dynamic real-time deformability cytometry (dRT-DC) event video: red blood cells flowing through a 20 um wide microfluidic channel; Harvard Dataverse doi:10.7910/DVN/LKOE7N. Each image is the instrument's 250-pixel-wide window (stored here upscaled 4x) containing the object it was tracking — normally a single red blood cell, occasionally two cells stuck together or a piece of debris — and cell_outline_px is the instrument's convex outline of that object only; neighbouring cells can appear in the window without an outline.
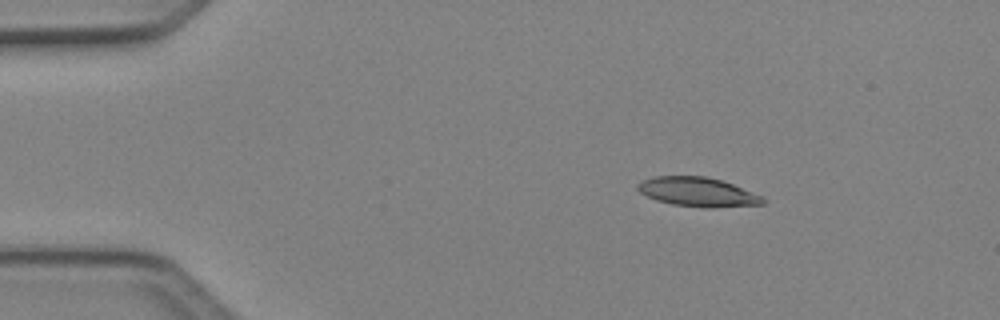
{"species": "Egyptian fruit bat (a non-hibernating species)", "species_latin": "Rousettus aegyptiacus", "temperature_condition": "cold", "stored_images_in_passage": 4, "camera_frame_rate_fps": 3000, "um_per_image_px": 0.085, "animal": {"sex": "female"}, "frame": {"image": 1, "passage_image": 2, "time_ms": 0.333, "image_size_px": [1000, 320], "cell_outline_px": [[764, 204], [712, 208], [704, 208], [672, 204], [656, 200], [640, 192], [636, 188], [636, 184], [644, 180], [656, 176], [704, 176], [720, 180], [732, 184], [764, 196]], "centroid_in_image_um": [59.32, 16.32], "position_along_channel_um": 25.7, "area_um2": 21.27}}
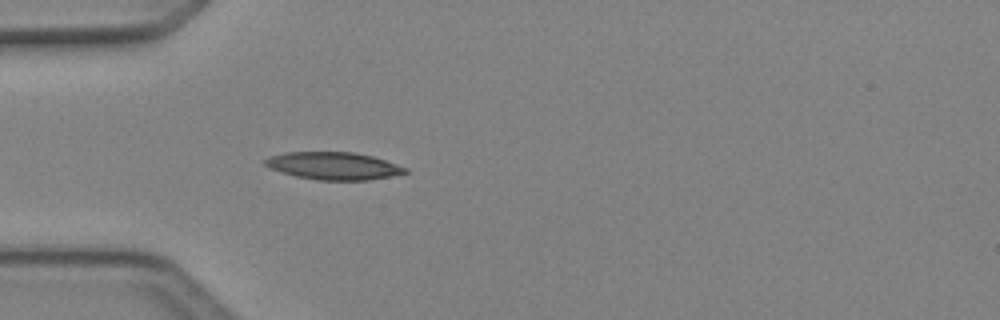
{"frame": {"image": 2, "passage_image": 4, "time_ms": 1.0, "image_size_px": [1000, 320], "cell_outline_px": [[408, 172], [368, 180], [316, 180], [296, 176], [280, 172], [268, 168], [264, 164], [264, 160], [268, 156], [284, 152], [352, 152], [372, 156], [408, 168]], "centroid_in_image_um": [28.28, 14.09], "position_along_channel_um": 56.7, "area_um2": 22.43}}